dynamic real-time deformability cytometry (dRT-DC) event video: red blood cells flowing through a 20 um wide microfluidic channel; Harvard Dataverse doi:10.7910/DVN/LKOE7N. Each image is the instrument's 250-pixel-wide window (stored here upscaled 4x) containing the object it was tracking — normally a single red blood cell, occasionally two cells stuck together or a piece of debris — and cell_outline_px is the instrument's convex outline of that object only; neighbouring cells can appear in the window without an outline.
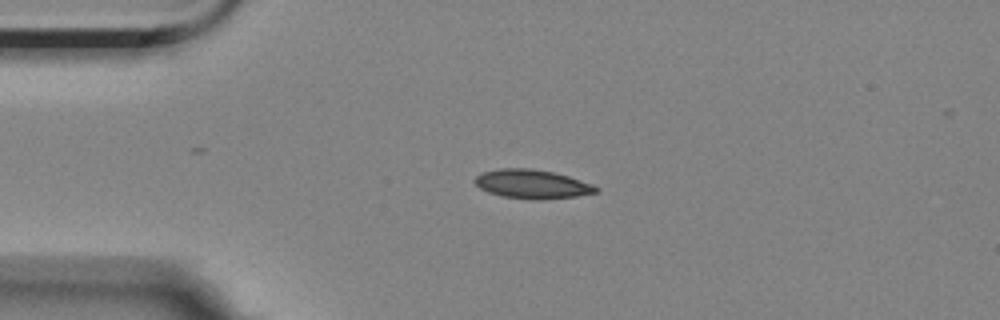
{"species": "Egyptian fruit bat (a non-hibernating species)", "species_latin": "Rousettus aegyptiacus", "temperature_condition": "room temperature", "stored_images_in_passage": 2, "camera_frame_rate_fps": 3000, "um_per_image_px": 0.085, "animal": {"sex": "female"}, "frame": {"image": 1, "passage_image": 1, "time_ms": 0.0, "image_size_px": [1000, 320], "cell_outline_px": [[600, 192], [576, 196], [500, 196], [488, 192], [480, 188], [472, 180], [480, 172], [500, 168], [532, 168], [552, 172], [568, 176], [592, 184], [600, 188]], "centroid_in_image_um": [45.18, 15.58], "position_along_channel_um": 39.8, "area_um2": 19.48}}